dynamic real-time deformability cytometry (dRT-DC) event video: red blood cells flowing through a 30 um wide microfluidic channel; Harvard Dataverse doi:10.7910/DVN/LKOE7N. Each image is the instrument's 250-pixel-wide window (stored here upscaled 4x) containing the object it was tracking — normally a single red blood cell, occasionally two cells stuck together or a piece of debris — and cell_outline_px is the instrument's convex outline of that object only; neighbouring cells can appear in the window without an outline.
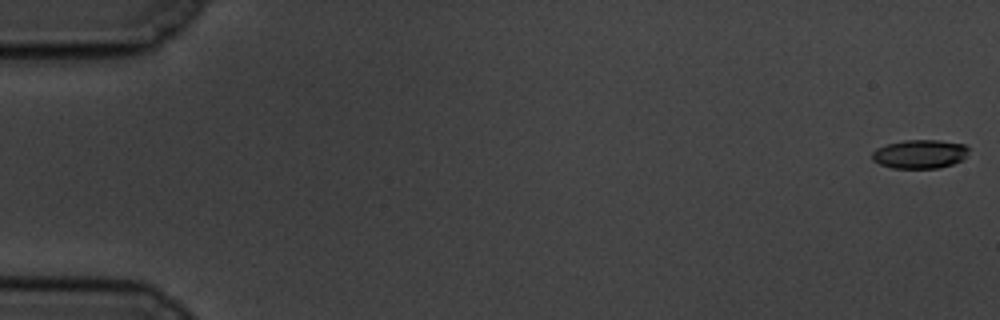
{"species": "common noctule bat (a hibernating species)", "species_latin": "Nyctalus noctula", "temperature_condition": "cold", "stored_images_in_passage": 19, "camera_frame_rate_fps": 3000, "um_per_image_px": 0.085, "animal": {"sex": "male", "body_mass_g": 19.5, "forearm_length_mm": 54.6}, "frame": {"image": 1, "passage_image": 1, "time_ms": 0.0, "image_size_px": [1000, 320], "cell_outline_px": [[968, 152], [964, 160], [940, 168], [892, 168], [880, 164], [872, 160], [872, 152], [876, 148], [888, 144], [904, 140], [940, 140], [964, 144], [968, 148]], "centroid_in_image_um": [78.2, 13.09], "position_along_channel_um": 6.8, "area_um2": 16.3}}
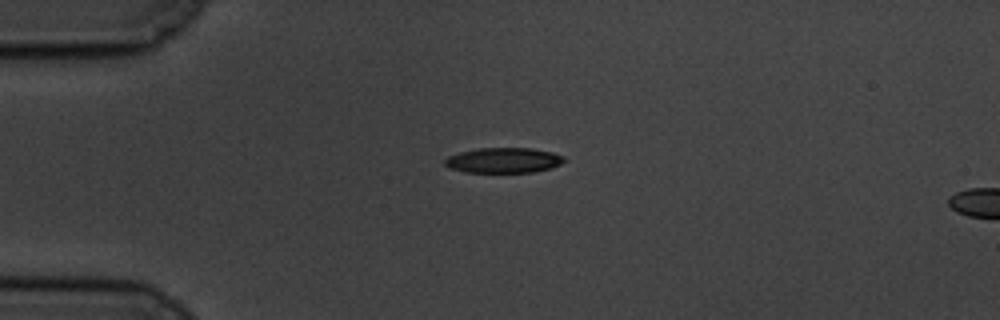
{"frame": {"image": 2, "passage_image": 15, "time_ms": 4.667, "image_size_px": [1000, 320], "cell_outline_px": [[568, 160], [552, 168], [532, 172], [464, 172], [448, 168], [444, 164], [444, 160], [448, 156], [460, 152], [480, 148], [532, 148], [552, 152], [564, 156]], "centroid_in_image_um": [42.82, 13.63], "position_along_channel_um": 42.2, "area_um2": 17.69}}